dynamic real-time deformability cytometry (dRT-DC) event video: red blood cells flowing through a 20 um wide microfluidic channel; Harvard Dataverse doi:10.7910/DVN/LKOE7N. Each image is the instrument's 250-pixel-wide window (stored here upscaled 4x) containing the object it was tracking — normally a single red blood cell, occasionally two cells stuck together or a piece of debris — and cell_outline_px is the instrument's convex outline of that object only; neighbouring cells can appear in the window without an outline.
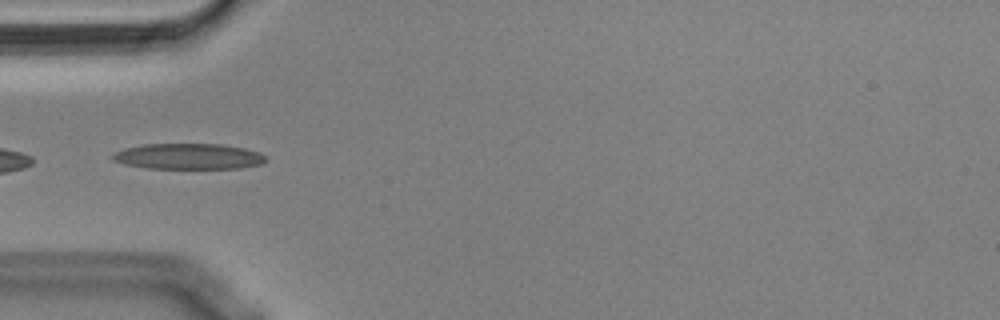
{"species": "Egyptian fruit bat (a non-hibernating species)", "species_latin": "Rousettus aegyptiacus", "temperature_condition": "cold", "stored_images_in_passage": 38, "camera_frame_rate_fps": 3000, "um_per_image_px": 0.085, "animal": {"sex": "male"}, "frame": {"image": 1, "passage_image": 17, "time_ms": 5.333, "image_size_px": [1000, 320], "cell_outline_px": [[268, 160], [264, 164], [240, 168], [148, 168], [124, 164], [112, 160], [112, 156], [116, 152], [124, 148], [144, 144], [220, 144], [244, 148], [260, 152]], "centroid_in_image_um": [16.05, 13.29], "position_along_channel_um": 68.9, "area_um2": 23.0}}